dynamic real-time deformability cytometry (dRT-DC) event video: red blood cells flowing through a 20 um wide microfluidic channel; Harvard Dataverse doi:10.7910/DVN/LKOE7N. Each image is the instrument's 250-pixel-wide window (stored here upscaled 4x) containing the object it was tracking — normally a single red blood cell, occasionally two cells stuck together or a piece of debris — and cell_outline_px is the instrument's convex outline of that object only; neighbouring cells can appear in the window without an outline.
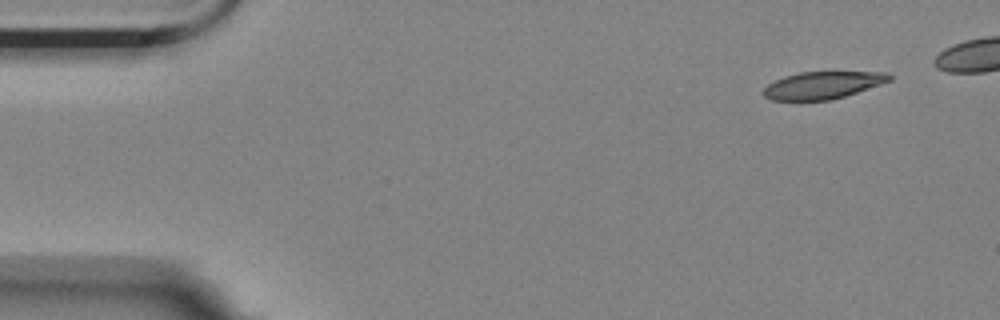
{"species": "Egyptian fruit bat (a non-hibernating species)", "species_latin": "Rousettus aegyptiacus", "temperature_condition": "room temperature", "stored_images_in_passage": 47, "camera_frame_rate_fps": 3000, "um_per_image_px": 0.085, "animal": {"sex": "female"}, "frame": {"image": 1, "passage_image": 1, "time_ms": 0.0, "image_size_px": [1000, 320], "cell_outline_px": [[892, 80], [832, 100], [800, 104], [772, 100], [764, 96], [760, 92], [768, 84], [784, 76], [800, 72], [888, 72], [892, 76]], "centroid_in_image_um": [69.83, 7.29], "position_along_channel_um": 15.2, "area_um2": 20.81}}
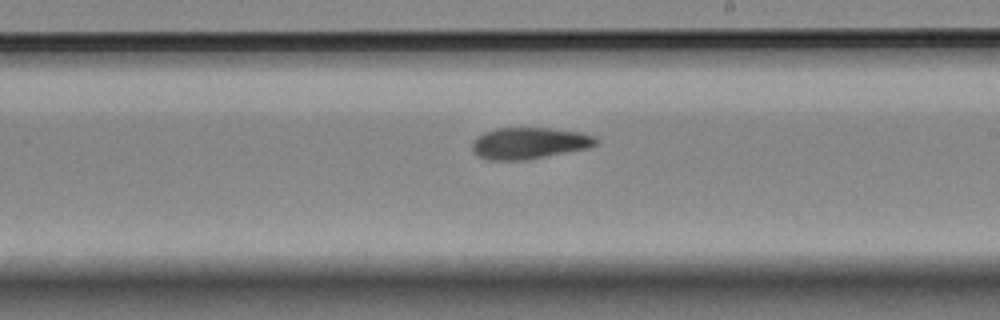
{"frame": {"image": 2, "passage_image": 29, "time_ms": 9.333, "image_size_px": [1000, 320], "cell_outline_px": [[600, 140], [596, 144], [588, 148], [524, 160], [488, 160], [472, 152], [472, 140], [476, 136], [484, 132], [496, 128], [548, 128], [580, 132], [596, 136]], "centroid_in_image_um": [44.96, 12.16], "position_along_channel_um": 244.0, "area_um2": 22.77}}
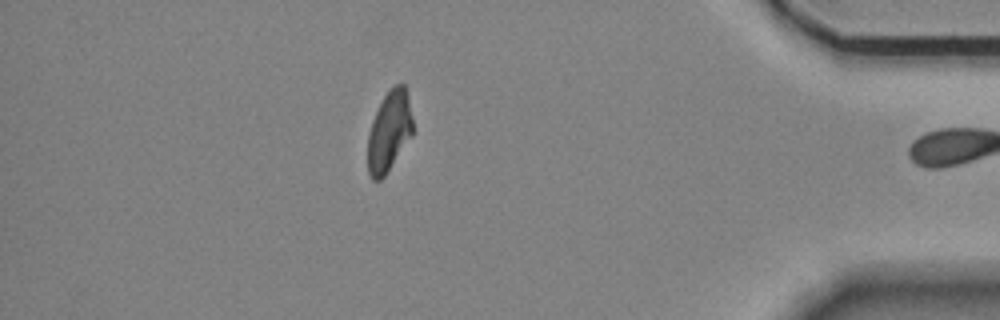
{"frame": {"image": 3, "passage_image": 46, "time_ms": 15.0, "image_size_px": [1000, 320], "cell_outline_px": [[412, 136], [384, 176], [380, 180], [372, 180], [368, 172], [368, 136], [372, 120], [384, 96], [396, 84], [404, 84], [408, 96], [412, 120]], "centroid_in_image_um": [33.08, 11.18], "position_along_channel_um": 402.1, "area_um2": 20.75}, "authors_computed_cell_mechanics": {"area_um2": 22.542, "velocity_mm_per_s": 3.5241, "shape_relaxation_time_tau1_ms": null, "shape_relaxation_time_tau2_ms": 7.9671, "deformation_change_tau1": null, "deformation_change_tau2": 0.1449}}